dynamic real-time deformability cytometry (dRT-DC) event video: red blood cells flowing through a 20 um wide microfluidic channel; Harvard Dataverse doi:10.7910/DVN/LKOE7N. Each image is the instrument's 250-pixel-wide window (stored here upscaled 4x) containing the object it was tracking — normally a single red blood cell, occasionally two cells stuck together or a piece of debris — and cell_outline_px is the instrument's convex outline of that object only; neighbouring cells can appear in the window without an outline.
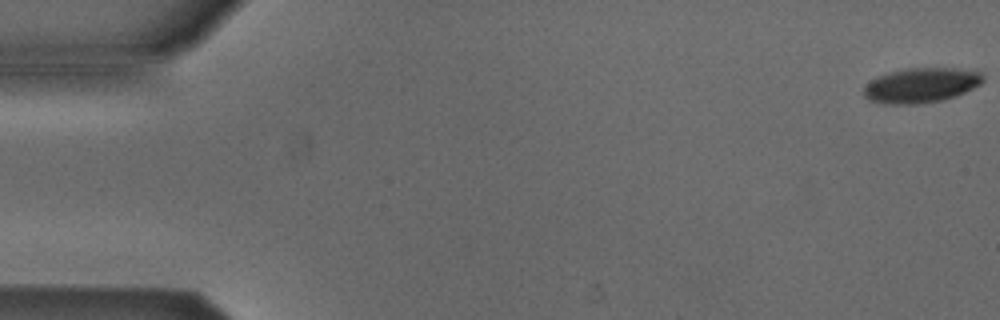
{"species": "Egyptian fruit bat (a non-hibernating species)", "species_latin": "Rousettus aegyptiacus", "temperature_condition": "cold", "stored_images_in_passage": 6, "camera_frame_rate_fps": 3000, "um_per_image_px": 0.085, "animal": {"sex": "male"}, "frame": {"image": 1, "passage_image": 1, "time_ms": 0.0, "image_size_px": [1000, 320], "cell_outline_px": [[984, 80], [980, 84], [956, 96], [940, 100], [916, 104], [884, 104], [868, 100], [864, 96], [864, 84], [876, 76], [888, 72], [904, 68], [956, 68], [980, 72], [984, 76]], "centroid_in_image_um": [78.24, 7.24], "position_along_channel_um": 6.8, "area_um2": 24.39}}
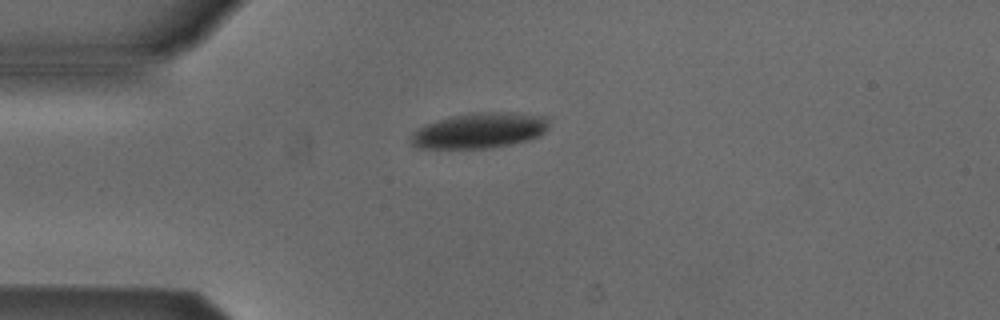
{"frame": {"image": 2, "passage_image": 4, "time_ms": 1.0, "image_size_px": [1000, 320], "cell_outline_px": [[548, 128], [540, 136], [528, 140], [512, 144], [492, 148], [416, 148], [412, 144], [412, 132], [424, 124], [452, 116], [480, 112], [512, 112], [548, 116]], "centroid_in_image_um": [40.8, 11.09], "position_along_channel_um": 44.2, "area_um2": 28.61}}
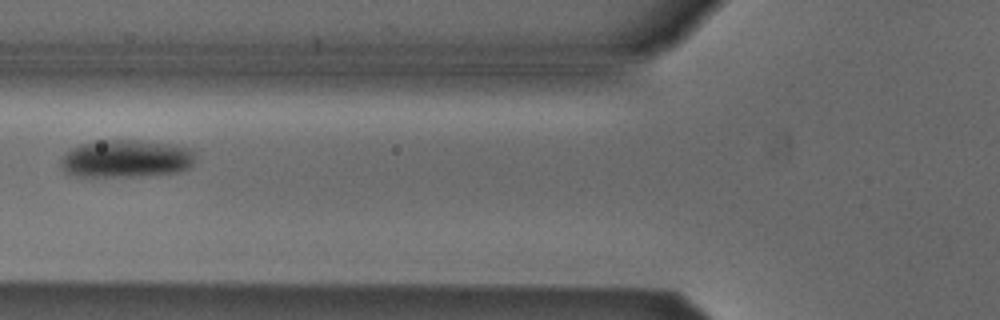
{"frame": {"image": 3, "passage_image": 6, "time_ms": 1.667, "image_size_px": [1000, 320], "cell_outline_px": [[192, 164], [188, 168], [180, 172], [140, 176], [76, 176], [68, 172], [60, 164], [64, 156], [72, 148], [80, 144], [96, 140], [140, 140], [176, 144], [188, 148], [192, 152]], "centroid_in_image_um": [10.74, 13.47], "position_along_channel_um": 115.1, "area_um2": 29.36}}